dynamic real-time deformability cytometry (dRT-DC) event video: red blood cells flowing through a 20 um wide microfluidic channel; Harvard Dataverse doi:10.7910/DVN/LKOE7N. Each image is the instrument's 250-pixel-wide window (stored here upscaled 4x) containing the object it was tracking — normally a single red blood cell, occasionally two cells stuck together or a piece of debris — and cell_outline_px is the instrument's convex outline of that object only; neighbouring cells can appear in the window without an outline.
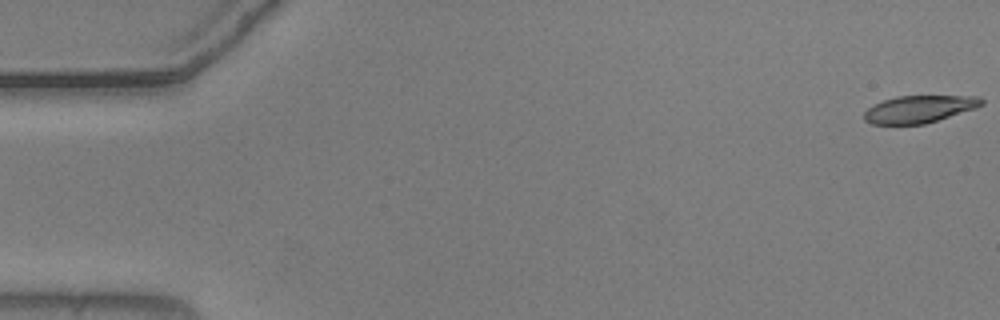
{"species": "common noctule bat (a hibernating species)", "species_latin": "Nyctalus noctula", "temperature_condition": "warm", "stored_images_in_passage": 53, "camera_frame_rate_fps": 3000, "um_per_image_px": 0.085, "animal": {"sex": "male", "body_mass_g": 20.5, "forearm_length_mm": 52.5}, "frame": {"image": 1, "passage_image": 1, "time_ms": 0.0, "image_size_px": [1000, 320], "cell_outline_px": [[984, 104], [976, 108], [924, 124], [872, 124], [864, 120], [864, 112], [868, 108], [884, 100], [896, 96], [980, 96], [984, 100]], "centroid_in_image_um": [78.16, 9.27], "position_along_channel_um": 6.8, "area_um2": 18.55}}
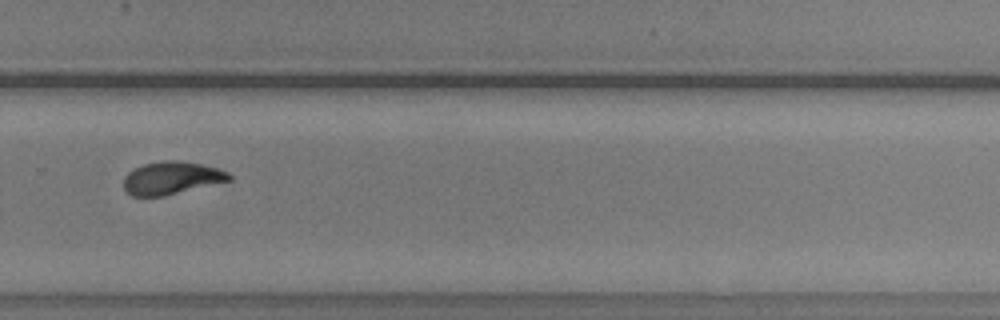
{"frame": {"image": 2, "passage_image": 38, "time_ms": 12.333, "image_size_px": [1000, 320], "cell_outline_px": [[232, 180], [164, 196], [132, 196], [124, 188], [124, 176], [128, 172], [144, 164], [164, 160], [176, 160], [200, 164], [216, 168], [228, 172], [232, 176]], "centroid_in_image_um": [14.59, 15.13], "position_along_channel_um": 315.2, "area_um2": 20.0}}
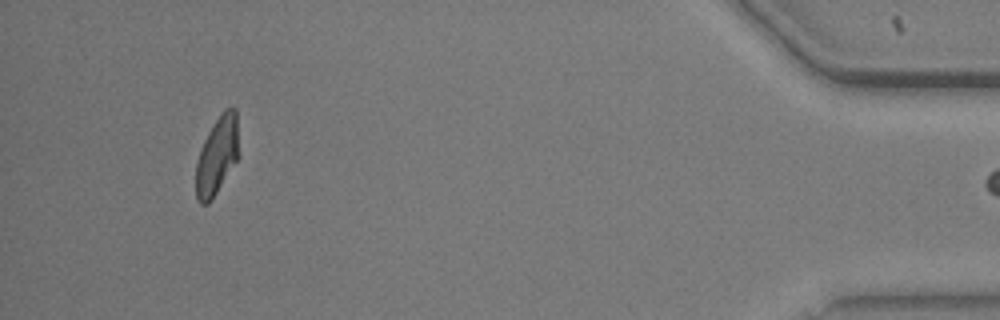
{"frame": {"image": 3, "passage_image": 52, "time_ms": 17.0, "image_size_px": [1000, 320], "cell_outline_px": [[240, 156], [212, 200], [208, 204], [200, 204], [196, 200], [196, 164], [200, 148], [208, 132], [224, 108], [236, 108]], "centroid_in_image_um": [18.47, 13.24], "position_along_channel_um": 416.7, "area_um2": 19.83}}